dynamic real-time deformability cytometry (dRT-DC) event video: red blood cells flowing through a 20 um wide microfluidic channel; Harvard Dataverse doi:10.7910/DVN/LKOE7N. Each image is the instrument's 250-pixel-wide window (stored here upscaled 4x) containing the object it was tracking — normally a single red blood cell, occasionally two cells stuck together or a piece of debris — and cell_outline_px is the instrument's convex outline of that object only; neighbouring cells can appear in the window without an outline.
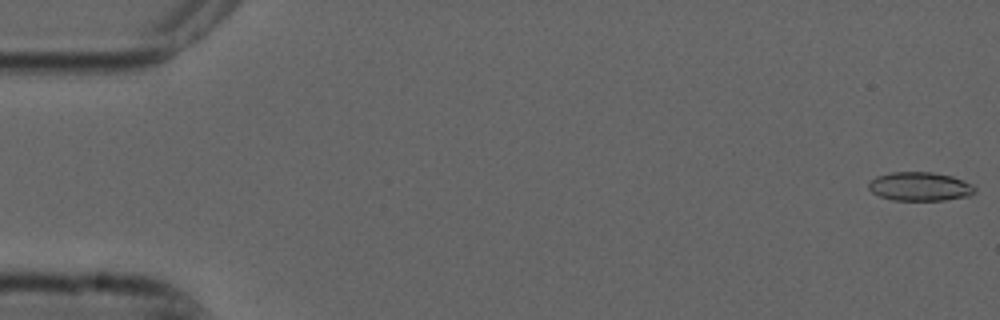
{"species": "common noctule bat (a hibernating species)", "species_latin": "Nyctalus noctula", "temperature_condition": "cold", "stored_images_in_passage": 9, "camera_frame_rate_fps": 3000, "um_per_image_px": 0.085, "animal": {"sex": "male", "forearm_length_mm": 52.5}, "frame": {"image": 1, "passage_image": 1, "time_ms": 0.0, "image_size_px": [1000, 320], "cell_outline_px": [[976, 192], [968, 196], [944, 200], [892, 200], [880, 196], [872, 192], [868, 188], [868, 184], [876, 176], [892, 172], [932, 172], [952, 176], [972, 184], [976, 188]], "centroid_in_image_um": [78.2, 15.85], "position_along_channel_um": 6.8, "area_um2": 17.8}}